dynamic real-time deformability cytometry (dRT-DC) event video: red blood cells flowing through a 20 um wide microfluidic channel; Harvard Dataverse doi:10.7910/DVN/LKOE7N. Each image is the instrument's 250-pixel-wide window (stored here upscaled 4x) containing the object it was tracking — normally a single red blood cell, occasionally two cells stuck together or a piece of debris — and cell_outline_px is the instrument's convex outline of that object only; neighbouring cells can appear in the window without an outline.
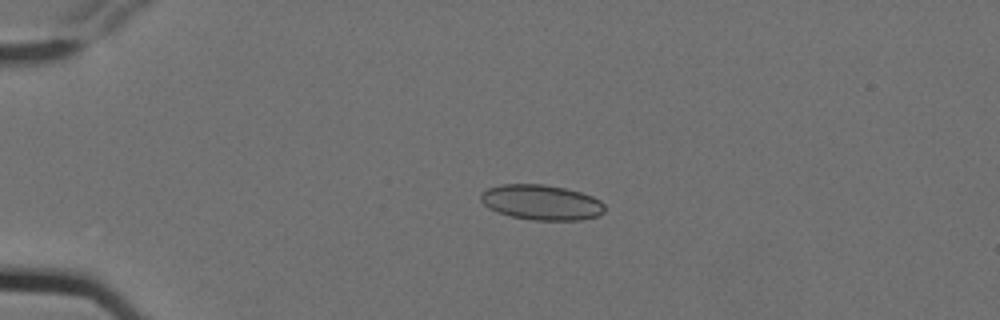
{"species": "Egyptian fruit bat (a non-hibernating species)", "species_latin": "Rousettus aegyptiacus", "temperature_condition": "cold", "stored_images_in_passage": 6, "camera_frame_rate_fps": 3000, "um_per_image_px": 0.085, "animal": {"sex": "female"}, "frame": {"image": 1, "passage_image": 4, "time_ms": 1.0, "image_size_px": [1000, 320], "cell_outline_px": [[604, 212], [596, 216], [580, 220], [532, 220], [512, 216], [496, 212], [488, 208], [480, 200], [480, 192], [488, 188], [500, 184], [544, 184], [564, 188], [580, 192], [592, 196], [600, 200], [604, 204]], "centroid_in_image_um": [45.99, 17.19], "position_along_channel_um": 39.0, "area_um2": 25.49}}
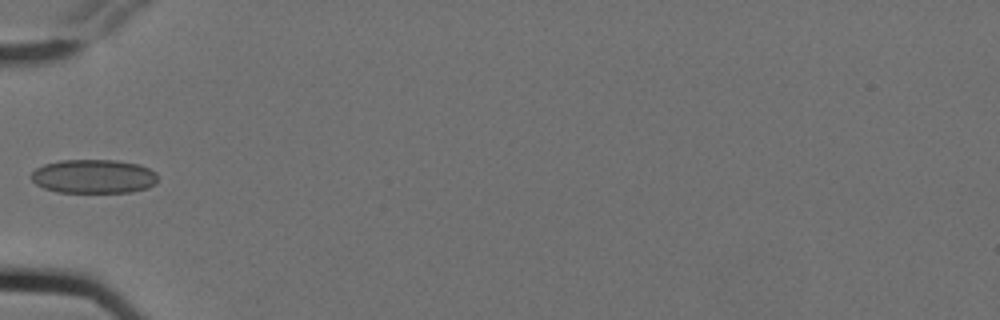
{"frame": {"image": 2, "passage_image": 6, "time_ms": 1.667, "image_size_px": [1000, 320], "cell_outline_px": [[156, 184], [148, 188], [132, 192], [56, 192], [44, 188], [36, 184], [32, 180], [32, 172], [36, 168], [44, 164], [60, 160], [116, 160], [140, 164], [156, 172]], "centroid_in_image_um": [7.97, 14.99], "position_along_channel_um": 77.0, "area_um2": 25.14}}